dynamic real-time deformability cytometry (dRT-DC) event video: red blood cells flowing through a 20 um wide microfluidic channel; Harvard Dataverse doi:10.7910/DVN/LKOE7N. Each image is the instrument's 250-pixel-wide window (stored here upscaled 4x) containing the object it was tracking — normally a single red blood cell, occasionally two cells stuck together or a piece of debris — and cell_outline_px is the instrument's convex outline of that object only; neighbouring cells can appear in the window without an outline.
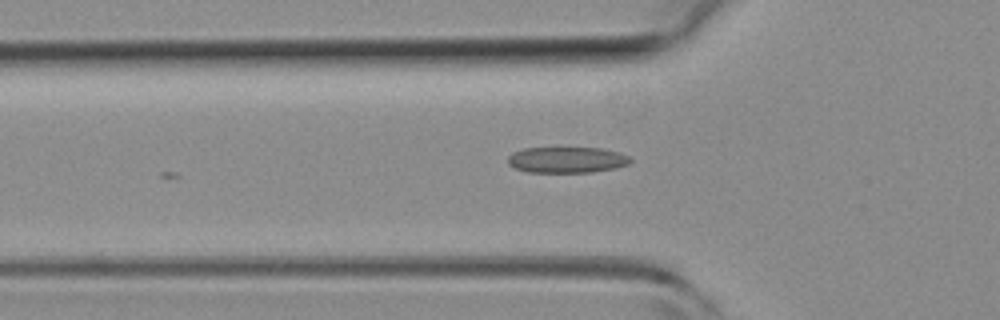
{"species": "common noctule bat (a hibernating species)", "species_latin": "Nyctalus noctula", "temperature_condition": "room temperature", "stored_images_in_passage": 11, "camera_frame_rate_fps": 3000, "um_per_image_px": 0.085, "animal": {"sex": "female", "body_mass_g": 19.3, "forearm_length_mm": 54.1}, "frame": {"image": 1, "passage_image": 4, "time_ms": 1.0, "image_size_px": [1000, 320], "cell_outline_px": [[632, 160], [628, 164], [616, 168], [592, 172], [528, 172], [516, 168], [508, 164], [508, 156], [512, 152], [524, 148], [556, 144], [604, 148], [620, 152], [628, 156]], "centroid_in_image_um": [48.17, 13.52], "position_along_channel_um": 77.6, "area_um2": 19.77}}
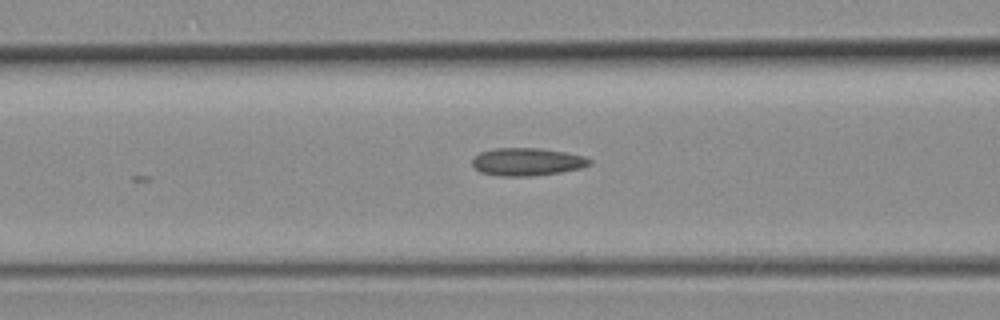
{"frame": {"image": 2, "passage_image": 7, "time_ms": 2.0, "image_size_px": [1000, 320], "cell_outline_px": [[592, 164], [580, 168], [560, 172], [532, 176], [496, 176], [480, 172], [472, 164], [472, 160], [480, 152], [496, 148], [536, 148], [564, 152], [584, 156], [592, 160]], "centroid_in_image_um": [44.8, 13.76], "position_along_channel_um": 121.8, "area_um2": 18.9}}
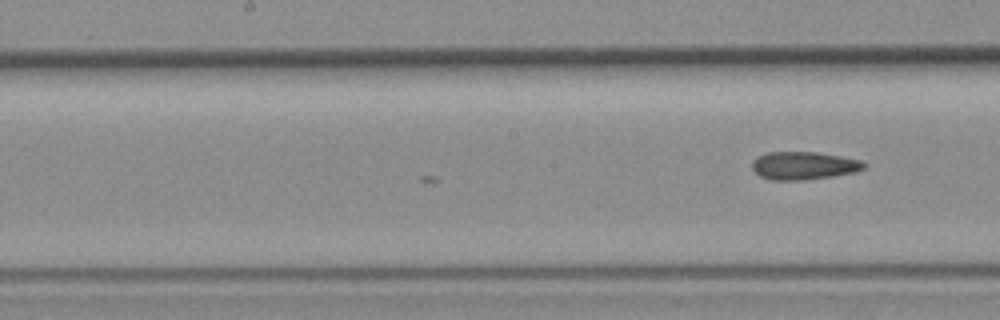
{"frame": {"image": 3, "passage_image": 11, "time_ms": 3.333, "image_size_px": [1000, 320], "cell_outline_px": [[868, 164], [864, 168], [856, 172], [832, 176], [804, 180], [772, 180], [760, 176], [752, 168], [752, 164], [760, 156], [768, 152], [816, 152], [840, 156], [860, 160]], "centroid_in_image_um": [68.36, 14.08], "position_along_channel_um": 179.8, "area_um2": 18.03}}